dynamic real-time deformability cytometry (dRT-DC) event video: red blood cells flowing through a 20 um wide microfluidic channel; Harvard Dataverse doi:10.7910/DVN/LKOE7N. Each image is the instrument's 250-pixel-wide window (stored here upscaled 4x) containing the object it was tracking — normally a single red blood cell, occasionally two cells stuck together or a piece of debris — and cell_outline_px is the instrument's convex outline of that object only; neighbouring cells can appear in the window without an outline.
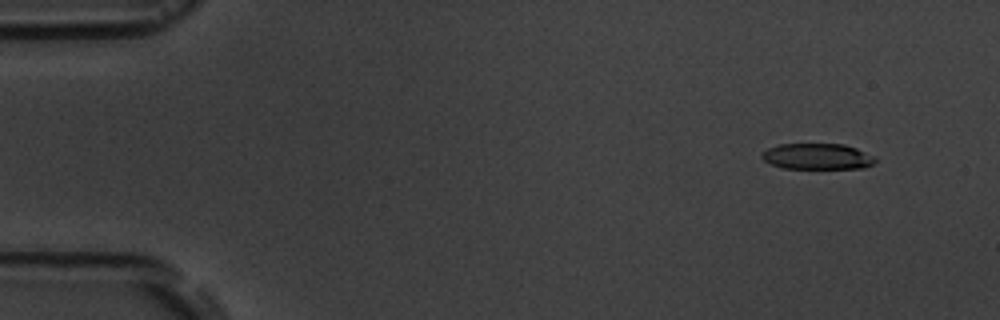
{"species": "common noctule bat (a hibernating species)", "species_latin": "Nyctalus noctula", "temperature_condition": "room temperature", "stored_images_in_passage": 3, "camera_frame_rate_fps": 3000, "um_per_image_px": 0.085, "animal": {"sex": "male", "body_mass_g": 19.5, "forearm_length_mm": 54.6}, "frame": {"image": 1, "passage_image": 1, "time_ms": 0.0, "image_size_px": [1000, 320], "cell_outline_px": [[876, 160], [872, 164], [864, 168], [784, 168], [772, 164], [764, 160], [760, 156], [768, 148], [780, 144], [844, 144], [856, 148], [876, 156]], "centroid_in_image_um": [69.51, 13.29], "position_along_channel_um": 15.5, "area_um2": 17.05}}
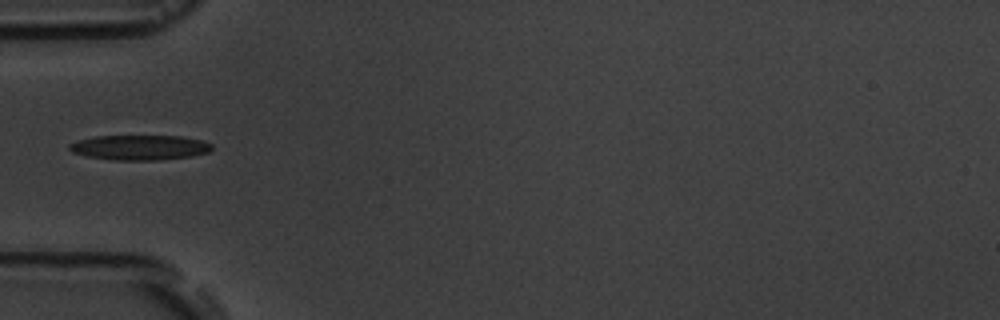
{"frame": {"image": 2, "passage_image": 3, "time_ms": 4.667, "image_size_px": [1000, 320], "cell_outline_px": [[212, 148], [208, 152], [192, 156], [156, 160], [116, 160], [88, 156], [72, 152], [68, 148], [68, 144], [80, 140], [96, 136], [180, 136], [200, 140], [212, 144]], "centroid_in_image_um": [11.87, 12.53], "position_along_channel_um": 73.1, "area_um2": 20.52}}